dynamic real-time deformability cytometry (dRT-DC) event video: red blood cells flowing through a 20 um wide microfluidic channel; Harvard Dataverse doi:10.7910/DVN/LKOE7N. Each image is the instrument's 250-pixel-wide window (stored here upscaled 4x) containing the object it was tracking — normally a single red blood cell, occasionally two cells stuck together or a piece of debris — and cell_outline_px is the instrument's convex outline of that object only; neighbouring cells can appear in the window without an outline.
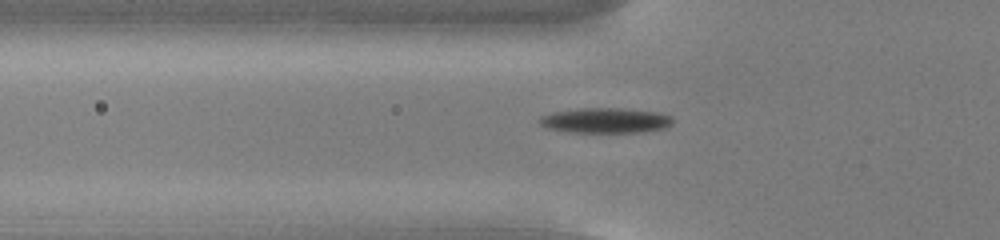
{"species": "common noctule bat (a hibernating species)", "species_latin": "Nyctalus noctula", "temperature_condition": "cold", "stored_images_in_passage": 56, "camera_frame_rate_fps": 3000, "um_per_image_px": 0.085, "animal": {"sex": "male", "body_mass_g": 13.0, "forearm_length_mm": 53.1}, "frame": {"image": 1, "passage_image": 20, "time_ms": 6.333, "image_size_px": [1000, 240], "cell_outline_px": [[672, 124], [664, 128], [644, 132], [572, 132], [548, 128], [540, 124], [540, 116], [552, 112], [580, 108], [620, 108], [660, 112], [672, 116]], "centroid_in_image_um": [51.5, 10.23], "position_along_channel_um": 74.3, "area_um2": 19.54}}
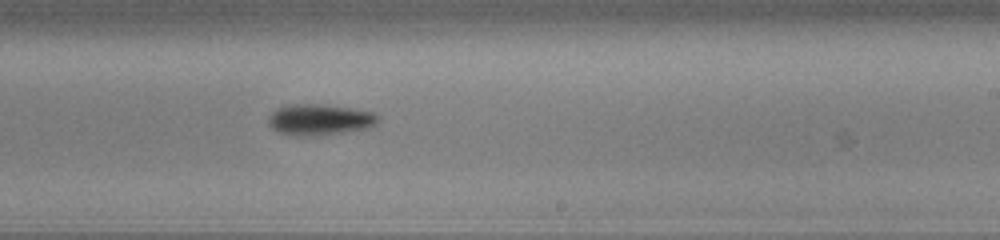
{"frame": {"image": 2, "passage_image": 35, "time_ms": 11.333, "image_size_px": [1000, 240], "cell_outline_px": [[380, 120], [372, 128], [320, 136], [304, 136], [280, 132], [272, 128], [268, 124], [268, 116], [276, 108], [292, 104], [320, 104], [352, 108], [372, 112], [380, 116]], "centroid_in_image_um": [27.22, 10.17], "position_along_channel_um": 261.8, "area_um2": 20.11}}
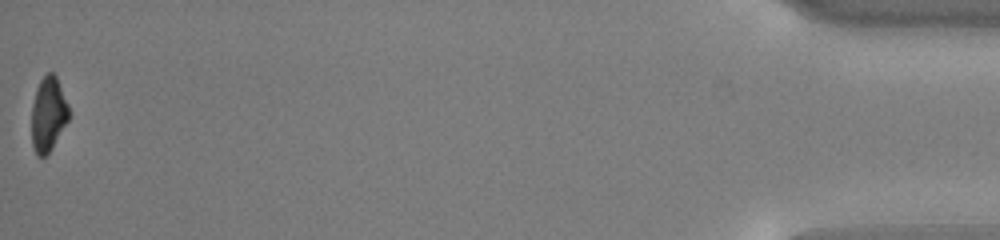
{"frame": {"image": 3, "passage_image": 56, "time_ms": 18.333, "image_size_px": [1000, 240], "cell_outline_px": [[68, 120], [52, 148], [44, 156], [36, 156], [32, 148], [32, 104], [36, 88], [40, 80], [48, 72], [52, 72], [56, 76], [68, 104]], "centroid_in_image_um": [4.08, 9.71], "position_along_channel_um": 431.1, "area_um2": 16.07}, "authors_computed_cell_mechanics": {"area_um2": 18.1203, "velocity_mm_per_s": 3.7513, "shape_relaxation_time_tau1_ms": 2.5094, "shape_relaxation_time_tau2_ms": null, "deformation_change_tau1": 0.1222, "deformation_change_tau2": null}}